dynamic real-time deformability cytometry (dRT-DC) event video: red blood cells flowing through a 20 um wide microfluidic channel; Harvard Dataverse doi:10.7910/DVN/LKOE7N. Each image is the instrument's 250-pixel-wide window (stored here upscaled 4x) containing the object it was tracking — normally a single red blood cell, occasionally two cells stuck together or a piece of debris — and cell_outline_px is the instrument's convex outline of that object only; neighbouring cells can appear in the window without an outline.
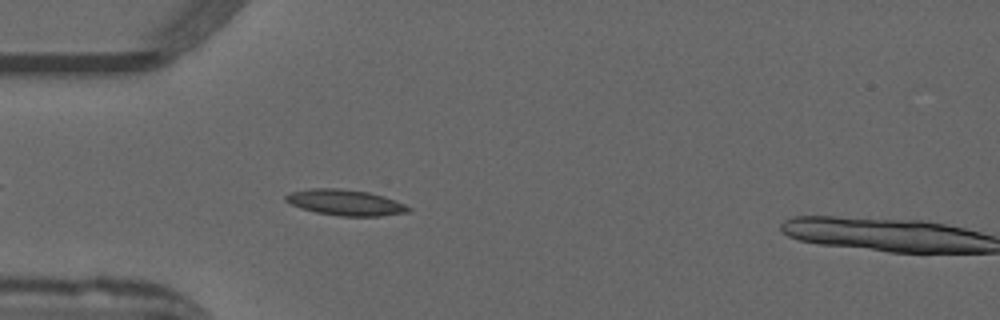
{"species": "common noctule bat (a hibernating species)", "species_latin": "Nyctalus noctula", "temperature_condition": "warm", "stored_images_in_passage": 8, "camera_frame_rate_fps": 3000, "um_per_image_px": 0.085, "animal": {"sex": "male", "forearm_length_mm": 52.5}, "frame": {"image": 1, "passage_image": 7, "time_ms": 2.0, "image_size_px": [1000, 320], "cell_outline_px": [[412, 208], [408, 212], [380, 216], [340, 216], [316, 212], [300, 208], [284, 200], [284, 196], [292, 192], [308, 188], [340, 188], [368, 192], [384, 196], [404, 204]], "centroid_in_image_um": [29.34, 17.21], "position_along_channel_um": 55.7, "area_um2": 18.44}}